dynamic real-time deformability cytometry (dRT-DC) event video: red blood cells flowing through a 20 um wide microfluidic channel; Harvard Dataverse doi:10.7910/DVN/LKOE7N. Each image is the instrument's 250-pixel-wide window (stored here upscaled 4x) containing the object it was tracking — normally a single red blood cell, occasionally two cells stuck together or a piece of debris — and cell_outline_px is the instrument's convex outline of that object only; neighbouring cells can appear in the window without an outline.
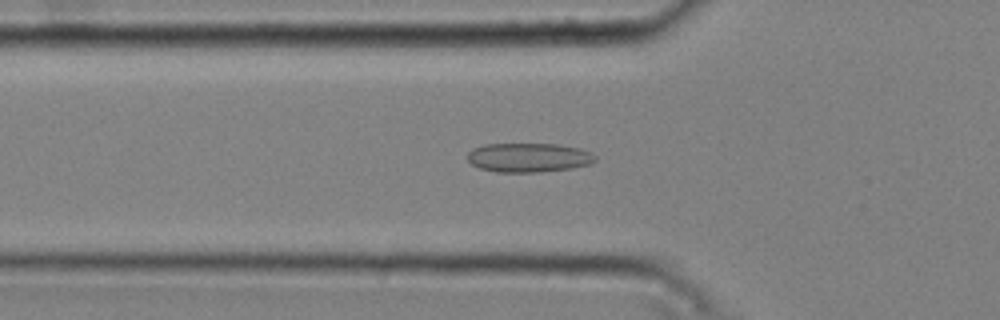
{"species": "common noctule bat (a hibernating species)", "species_latin": "Nyctalus noctula", "temperature_condition": "cold", "stored_images_in_passage": 42, "camera_frame_rate_fps": 3000, "um_per_image_px": 0.085, "animal": {"sex": "male", "body_mass_g": 20.4}, "frame": {"image": 1, "passage_image": 11, "time_ms": 3.333, "image_size_px": [1000, 320], "cell_outline_px": [[596, 160], [592, 164], [572, 168], [540, 172], [496, 172], [480, 168], [472, 164], [468, 160], [468, 152], [472, 148], [484, 144], [560, 144], [580, 148], [596, 156]], "centroid_in_image_um": [44.94, 13.39], "position_along_channel_um": 80.9, "area_um2": 21.85}}
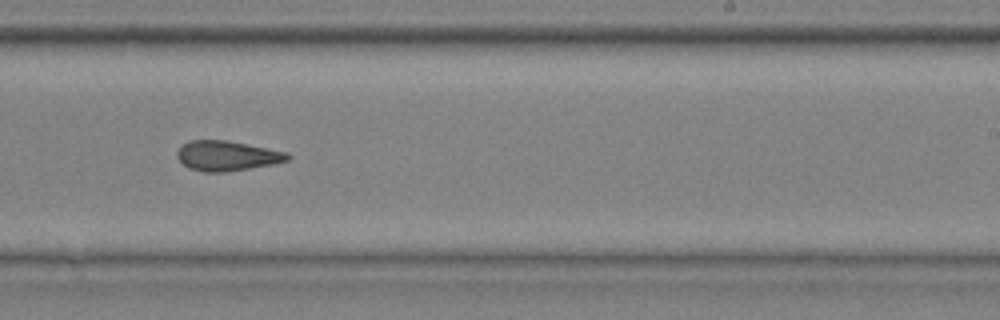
{"frame": {"image": 2, "passage_image": 26, "time_ms": 8.333, "image_size_px": [1000, 320], "cell_outline_px": [[292, 156], [288, 160], [272, 164], [224, 172], [204, 172], [188, 168], [176, 156], [176, 152], [188, 140], [228, 140], [288, 152]], "centroid_in_image_um": [19.3, 13.23], "position_along_channel_um": 269.7, "area_um2": 19.25}}
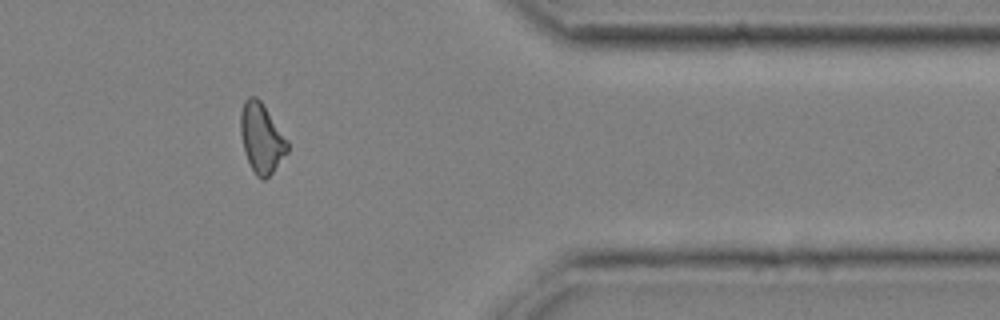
{"frame": {"image": 3, "passage_image": 37, "time_ms": 12.0, "image_size_px": [1000, 320], "cell_outline_px": [[288, 152], [272, 172], [264, 180], [260, 180], [256, 176], [244, 152], [240, 132], [240, 112], [244, 100], [248, 96], [256, 96], [260, 100], [288, 140]], "centroid_in_image_um": [22.21, 11.73], "position_along_channel_um": 389.2, "area_um2": 19.02}, "authors_computed_cell_mechanics": {"area_um2": 19.5364, "velocity_mm_per_s": 3.7756, "shape_relaxation_time_tau1_ms": null, "shape_relaxation_time_tau2_ms": 4.3828, "deformation_change_tau1": null, "deformation_change_tau2": 0.1184}}